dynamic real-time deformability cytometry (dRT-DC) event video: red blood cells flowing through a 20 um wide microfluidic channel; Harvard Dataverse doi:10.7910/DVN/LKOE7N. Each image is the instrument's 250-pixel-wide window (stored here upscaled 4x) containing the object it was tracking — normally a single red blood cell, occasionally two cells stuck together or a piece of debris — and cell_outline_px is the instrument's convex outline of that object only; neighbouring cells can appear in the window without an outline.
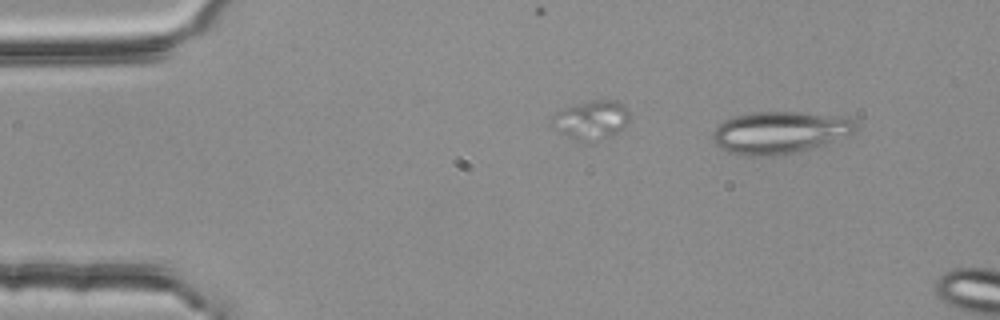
{"species": "common noctule bat (a hibernating species)", "species_latin": "Nyctalus noctula", "temperature_condition": "room temperature", "stored_images_in_passage": 3, "segment_of_instrument_passage": [2, 2], "camera_frame_rate_fps": 3000, "um_per_image_px": 0.085, "animal": {"sex": "female", "body_mass_g": 25.1}, "frame": {"image": 1, "passage_image": 3, "time_ms": 0.667, "image_size_px": [1000, 320], "cell_outline_px": [[856, 128], [852, 132], [824, 144], [812, 148], [784, 156], [748, 156], [728, 152], [720, 148], [716, 144], [712, 136], [712, 132], [724, 120], [736, 116], [752, 112], [800, 112], [848, 116], [856, 120]], "centroid_in_image_um": [66.28, 11.26], "position_along_channel_um": 18.7, "area_um2": 35.32}}